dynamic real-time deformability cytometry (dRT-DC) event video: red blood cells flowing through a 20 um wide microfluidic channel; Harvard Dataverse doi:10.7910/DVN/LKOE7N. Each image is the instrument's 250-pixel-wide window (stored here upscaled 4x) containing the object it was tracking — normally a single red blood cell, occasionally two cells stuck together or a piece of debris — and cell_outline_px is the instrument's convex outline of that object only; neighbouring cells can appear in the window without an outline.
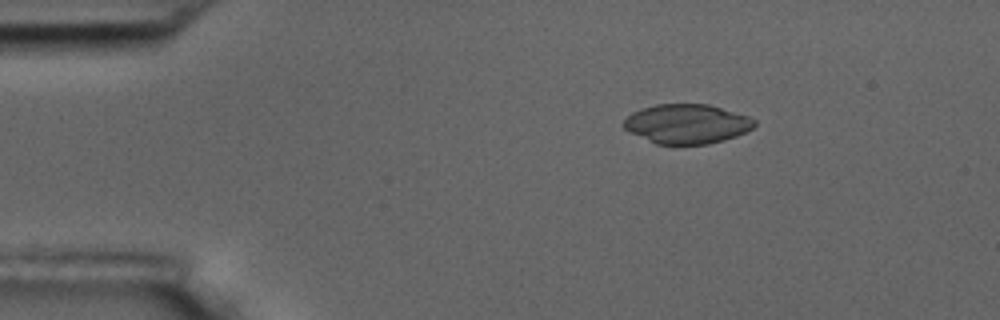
{"species": "common noctule bat (a hibernating species)", "species_latin": "Nyctalus noctula", "temperature_condition": "room temperature", "stored_images_in_passage": 5, "camera_frame_rate_fps": 3000, "um_per_image_px": 0.085, "animal": {"sex": "male", "body_mass_g": 17.5, "forearm_length_mm": 52.3}, "frame": {"image": 1, "passage_image": 3, "time_ms": 2.333, "image_size_px": [1000, 320], "cell_outline_px": [[756, 124], [752, 128], [736, 136], [724, 140], [708, 144], [656, 144], [628, 132], [620, 124], [632, 112], [640, 108], [656, 104], [708, 104], [748, 116], [756, 120]], "centroid_in_image_um": [58.34, 10.53], "position_along_channel_um": 26.7, "area_um2": 30.17}}